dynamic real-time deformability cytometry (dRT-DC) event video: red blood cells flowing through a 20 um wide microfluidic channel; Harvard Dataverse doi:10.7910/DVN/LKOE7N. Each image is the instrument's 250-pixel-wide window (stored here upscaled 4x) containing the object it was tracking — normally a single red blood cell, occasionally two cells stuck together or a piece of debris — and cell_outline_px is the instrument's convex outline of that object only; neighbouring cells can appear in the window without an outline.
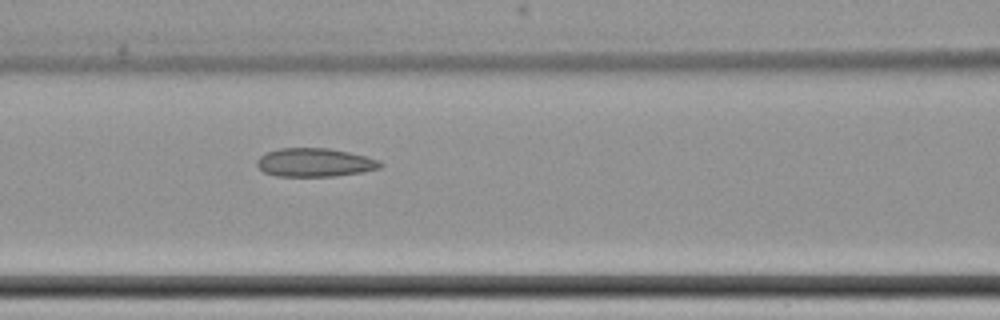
{"species": "common noctule bat (a hibernating species)", "species_latin": "Nyctalus noctula", "temperature_condition": "cold", "stored_images_in_passage": 3, "camera_frame_rate_fps": 3000, "um_per_image_px": 0.085, "animal": {"sex": "female", "body_mass_g": 22.7, "forearm_length_mm": 54.2}, "frame": {"image": 1, "passage_image": 3, "time_ms": 4.0, "image_size_px": [1000, 320], "cell_outline_px": [[384, 164], [380, 168], [360, 172], [336, 176], [276, 176], [264, 172], [256, 164], [256, 160], [264, 152], [280, 148], [328, 148], [348, 152], [380, 160]], "centroid_in_image_um": [26.73, 13.81], "position_along_channel_um": 139.9, "area_um2": 20.52}}